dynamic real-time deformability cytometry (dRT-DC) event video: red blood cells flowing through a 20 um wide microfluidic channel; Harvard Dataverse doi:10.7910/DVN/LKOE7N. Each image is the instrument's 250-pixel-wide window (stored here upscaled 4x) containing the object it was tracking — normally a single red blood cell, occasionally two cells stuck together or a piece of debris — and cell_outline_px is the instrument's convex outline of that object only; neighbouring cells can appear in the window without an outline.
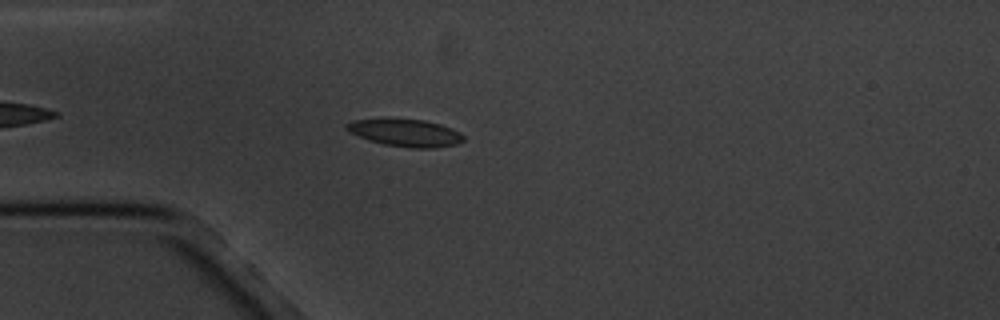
{"species": "common noctule bat (a hibernating species)", "species_latin": "Nyctalus noctula", "temperature_condition": "cold", "stored_images_in_passage": 4, "camera_frame_rate_fps": 3000, "um_per_image_px": 0.085, "animal": {"sex": "male", "body_mass_g": 20.1, "forearm_length_mm": 53.5}, "frame": {"image": 1, "passage_image": 4, "time_ms": 4.333, "image_size_px": [1000, 320], "cell_outline_px": [[464, 140], [456, 144], [436, 148], [412, 148], [384, 144], [368, 140], [348, 132], [344, 128], [344, 124], [352, 120], [384, 116], [424, 120], [440, 124], [452, 128], [460, 132], [464, 136]], "centroid_in_image_um": [34.38, 11.24], "position_along_channel_um": 50.6, "area_um2": 19.48}}